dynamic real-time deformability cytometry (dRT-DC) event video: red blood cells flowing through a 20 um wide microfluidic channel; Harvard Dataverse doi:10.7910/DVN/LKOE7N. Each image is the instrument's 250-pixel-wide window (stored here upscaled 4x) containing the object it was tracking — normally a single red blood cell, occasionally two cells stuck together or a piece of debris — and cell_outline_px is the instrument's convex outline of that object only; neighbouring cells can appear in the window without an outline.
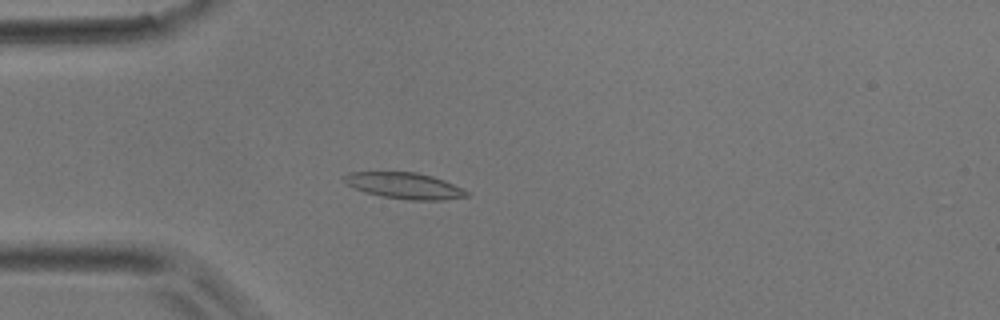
{"species": "common noctule bat (a hibernating species)", "species_latin": "Nyctalus noctula", "temperature_condition": "room temperature", "stored_images_in_passage": 3, "camera_frame_rate_fps": 3000, "um_per_image_px": 0.085, "animal": {"sex": "male", "body_mass_g": 17.9}, "frame": {"image": 1, "passage_image": 3, "time_ms": 0.667, "image_size_px": [1000, 320], "cell_outline_px": [[468, 196], [444, 200], [408, 200], [380, 196], [364, 192], [348, 184], [344, 180], [344, 176], [348, 172], [416, 172], [432, 176], [444, 180], [468, 192]], "centroid_in_image_um": [34.37, 15.79], "position_along_channel_um": 50.6, "area_um2": 18.5}}